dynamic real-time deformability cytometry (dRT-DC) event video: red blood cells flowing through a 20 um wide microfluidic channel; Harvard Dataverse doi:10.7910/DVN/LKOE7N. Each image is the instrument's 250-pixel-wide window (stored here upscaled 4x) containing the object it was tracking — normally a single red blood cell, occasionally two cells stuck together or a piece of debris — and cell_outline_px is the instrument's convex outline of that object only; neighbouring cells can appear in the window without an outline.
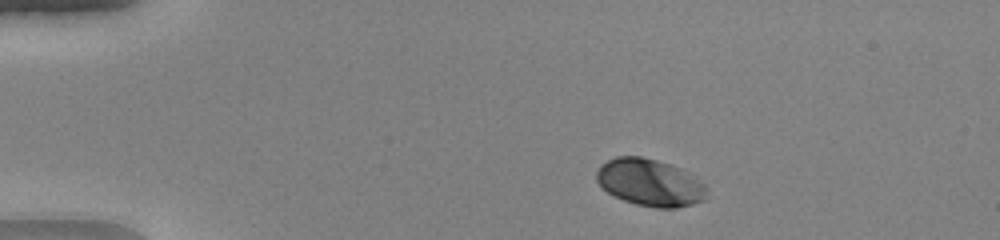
{"species": "human", "species_latin": "Homo sapiens", "temperature_condition": "warm", "stored_images_in_passage": 46, "camera_frame_rate_fps": 3000, "um_per_image_px": 0.085, "donor": {"sex": "female"}, "frame": {"image": 1, "passage_image": 5, "time_ms": 1.333, "image_size_px": [1000, 240], "cell_outline_px": [[708, 196], [704, 200], [692, 204], [676, 208], [656, 208], [636, 204], [624, 200], [608, 192], [596, 180], [596, 172], [608, 160], [616, 156], [640, 156], [656, 160], [680, 168], [704, 184], [708, 188]], "centroid_in_image_um": [55.27, 15.53], "position_along_channel_um": 29.7, "area_um2": 30.0}}
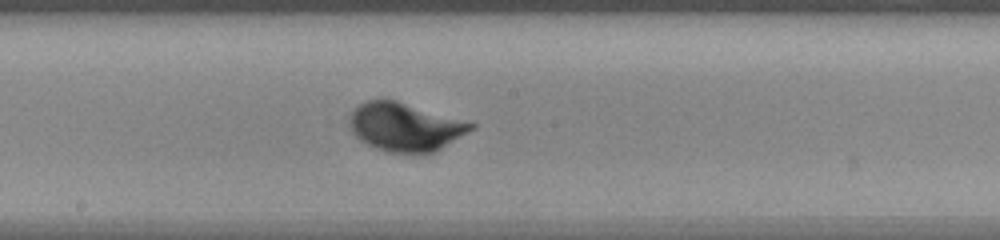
{"frame": {"image": 2, "passage_image": 24, "time_ms": 7.667, "image_size_px": [1000, 240], "cell_outline_px": [[476, 128], [436, 152], [384, 152], [360, 140], [352, 128], [352, 112], [360, 104], [368, 100], [396, 100], [476, 124]], "centroid_in_image_um": [34.5, 10.8], "position_along_channel_um": 213.7, "area_um2": 33.52}}
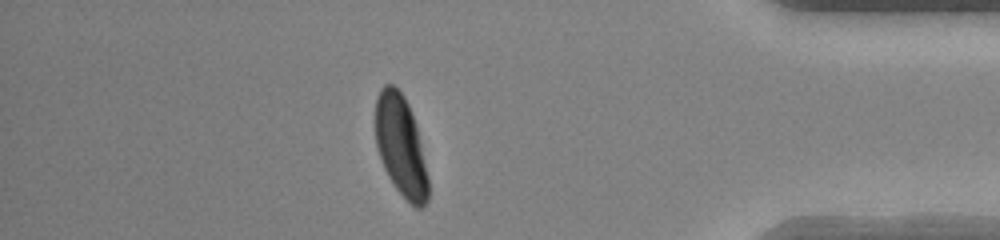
{"frame": {"image": 3, "passage_image": 40, "time_ms": 13.0, "image_size_px": [1000, 240], "cell_outline_px": [[428, 200], [424, 208], [416, 208], [396, 188], [388, 176], [384, 168], [376, 144], [376, 100], [380, 88], [384, 84], [392, 84], [404, 96], [408, 104], [416, 128], [428, 176]], "centroid_in_image_um": [34.06, 12.42], "position_along_channel_um": 401.1, "area_um2": 30.4}, "authors_computed_cell_mechanics": {"area_um2": 31.1831, "velocity_mm_per_s": 4.1042, "shape_relaxation_time_tau1_ms": 1.699, "shape_relaxation_time_tau2_ms": null, "deformation_change_tau1": 0.1498, "deformation_change_tau2": null}}